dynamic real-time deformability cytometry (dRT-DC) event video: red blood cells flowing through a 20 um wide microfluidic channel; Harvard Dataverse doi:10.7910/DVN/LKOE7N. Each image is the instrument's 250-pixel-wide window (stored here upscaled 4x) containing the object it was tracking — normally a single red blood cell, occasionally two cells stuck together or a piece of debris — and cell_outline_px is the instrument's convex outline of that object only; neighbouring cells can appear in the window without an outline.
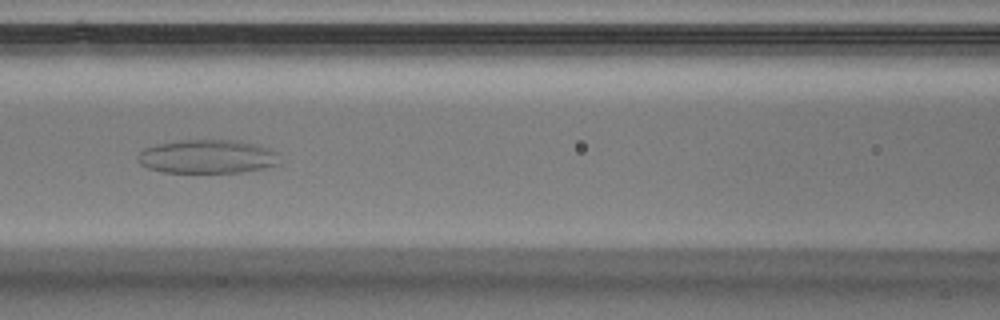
{"species": "Egyptian fruit bat (a non-hibernating species)", "species_latin": "Rousettus aegyptiacus", "temperature_condition": "warm", "stored_images_in_passage": 49, "camera_frame_rate_fps": 3000, "um_per_image_px": 0.085, "animal": {"sex": "male"}, "frame": {"image": 1, "passage_image": 21, "time_ms": 6.667, "image_size_px": [1000, 320], "cell_outline_px": [[280, 164], [264, 168], [244, 172], [160, 172], [148, 168], [140, 164], [136, 160], [136, 156], [144, 148], [160, 144], [180, 140], [240, 140], [268, 148], [276, 152]], "centroid_in_image_um": [17.61, 13.31], "position_along_channel_um": 149.0, "area_um2": 27.92}}
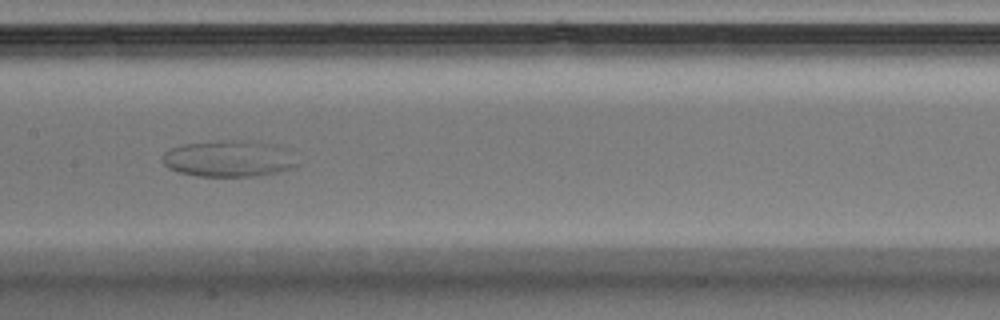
{"frame": {"image": 2, "passage_image": 24, "time_ms": 7.667, "image_size_px": [1000, 320], "cell_outline_px": [[300, 164], [292, 168], [276, 172], [252, 176], [196, 176], [180, 172], [168, 168], [164, 164], [164, 152], [172, 148], [184, 144], [224, 140], [256, 140], [276, 144], [284, 148]], "centroid_in_image_um": [19.48, 13.47], "position_along_channel_um": 187.9, "area_um2": 28.55}}
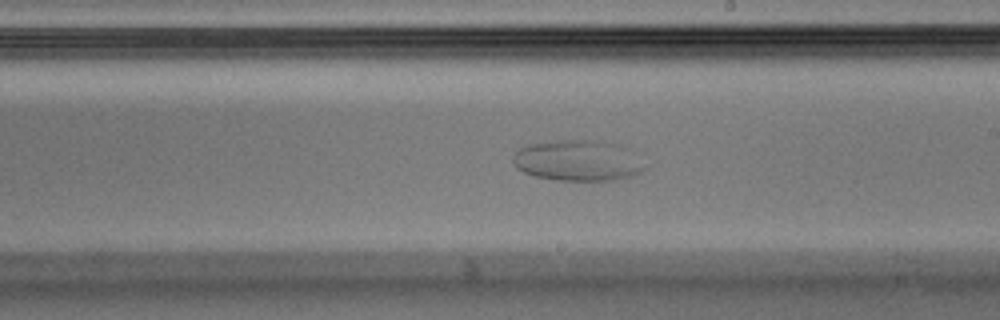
{"frame": {"image": 3, "passage_image": 28, "time_ms": 9.0, "image_size_px": [1000, 320], "cell_outline_px": [[644, 168], [628, 176], [612, 180], [556, 180], [536, 176], [524, 172], [516, 168], [512, 160], [512, 156], [520, 148], [528, 144], [556, 140], [604, 140], [620, 144], [632, 148]], "centroid_in_image_um": [49.08, 13.61], "position_along_channel_um": 239.9, "area_um2": 31.39}}